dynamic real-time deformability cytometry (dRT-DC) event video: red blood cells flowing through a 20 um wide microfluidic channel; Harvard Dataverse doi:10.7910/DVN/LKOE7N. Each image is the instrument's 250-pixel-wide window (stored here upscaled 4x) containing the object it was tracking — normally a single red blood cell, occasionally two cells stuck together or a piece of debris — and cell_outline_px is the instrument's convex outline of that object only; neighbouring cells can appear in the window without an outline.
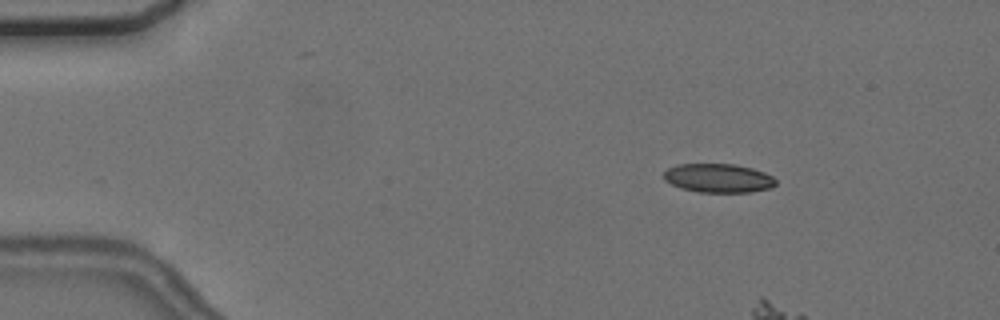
{"species": "common noctule bat (a hibernating species)", "species_latin": "Nyctalus noctula", "temperature_condition": "cold", "stored_images_in_passage": 8, "camera_frame_rate_fps": 3000, "um_per_image_px": 0.085, "animal": {"sex": "female", "body_mass_g": 24.6, "forearm_length_mm": 56.2}, "frame": {"image": 1, "passage_image": 3, "time_ms": 2.333, "image_size_px": [1000, 320], "cell_outline_px": [[776, 184], [772, 188], [752, 192], [700, 192], [680, 188], [664, 180], [664, 172], [668, 168], [676, 164], [736, 164], [752, 168], [764, 172], [772, 176], [776, 180]], "centroid_in_image_um": [61.07, 15.14], "position_along_channel_um": 23.9, "area_um2": 18.96}}
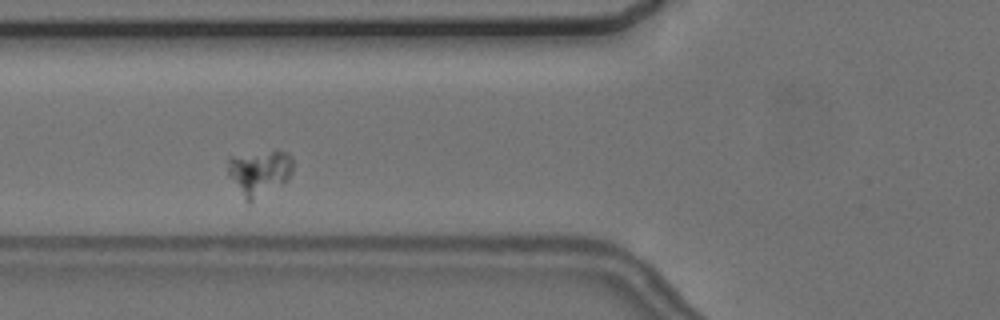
{"frame": {"image": 2, "passage_image": 8, "time_ms": 8.0, "image_size_px": [1000, 320], "cell_outline_px": [[292, 172], [288, 180], [248, 204], [228, 176], [228, 156], [272, 152], [288, 152], [292, 156]], "centroid_in_image_um": [22.03, 14.69], "position_along_channel_um": 103.8, "area_um2": 17.05}}